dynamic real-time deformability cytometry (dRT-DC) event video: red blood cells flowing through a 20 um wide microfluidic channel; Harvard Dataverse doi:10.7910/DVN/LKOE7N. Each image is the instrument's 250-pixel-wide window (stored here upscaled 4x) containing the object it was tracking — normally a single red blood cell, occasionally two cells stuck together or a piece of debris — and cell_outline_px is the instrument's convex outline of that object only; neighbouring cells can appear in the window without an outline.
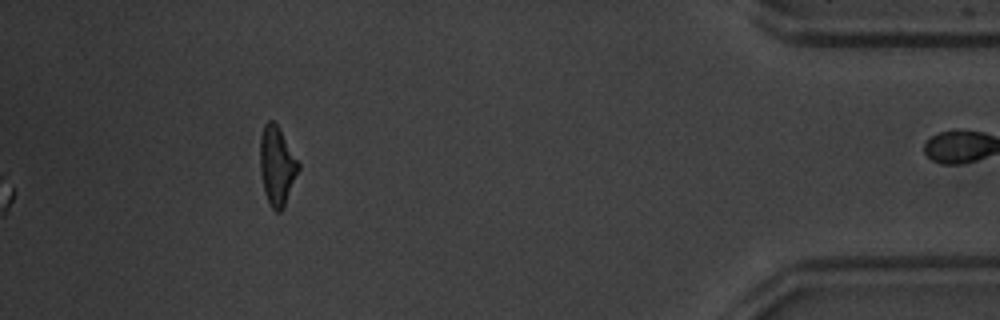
{"species": "common noctule bat (a hibernating species)", "species_latin": "Nyctalus noctula", "temperature_condition": "warm", "stored_images_in_passage": 50, "segment_of_instrument_passage": [2, 2], "camera_frame_rate_fps": 3000, "um_per_image_px": 0.085, "animal": {"sex": "male", "body_mass_g": 20.1, "forearm_length_mm": 53.5}, "frame": {"image": 1, "passage_image": 50, "time_ms": 16.333, "image_size_px": [1000, 320], "cell_outline_px": [[300, 168], [284, 208], [280, 212], [276, 212], [272, 208], [264, 192], [260, 172], [260, 136], [264, 124], [268, 120], [272, 120], [280, 128], [300, 164]], "centroid_in_image_um": [23.54, 14.09], "position_along_channel_um": 411.7, "area_um2": 17.8}}